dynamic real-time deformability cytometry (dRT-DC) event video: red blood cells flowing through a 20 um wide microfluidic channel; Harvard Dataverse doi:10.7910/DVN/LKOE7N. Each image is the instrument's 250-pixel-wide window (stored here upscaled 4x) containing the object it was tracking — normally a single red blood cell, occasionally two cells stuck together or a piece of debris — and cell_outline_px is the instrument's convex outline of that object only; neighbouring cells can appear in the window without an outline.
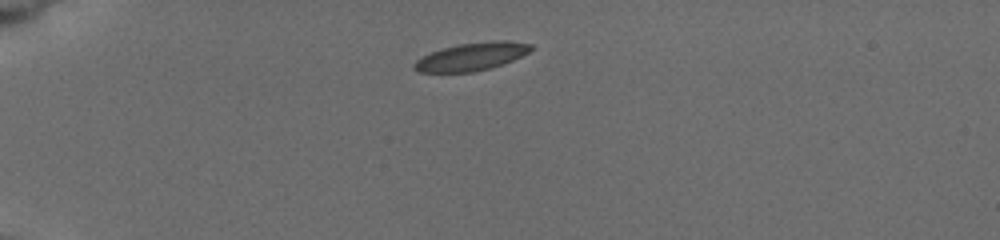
{"species": "common noctule bat (a hibernating species)", "species_latin": "Nyctalus noctula", "temperature_condition": "cold", "stored_images_in_passage": 5, "camera_frame_rate_fps": 3000, "um_per_image_px": 0.085, "animal": {"sex": "female", "body_mass_g": 19.5, "forearm_length_mm": 54.1}, "frame": {"image": 1, "passage_image": 1, "time_ms": 0.0, "image_size_px": [1000, 240], "cell_outline_px": [[532, 48], [528, 52], [512, 60], [488, 68], [472, 72], [420, 72], [412, 68], [412, 64], [416, 60], [432, 52], [444, 48], [460, 44], [500, 40], [504, 40], [532, 44]], "centroid_in_image_um": [40.05, 4.81], "position_along_channel_um": 44.9, "area_um2": 18.5}}
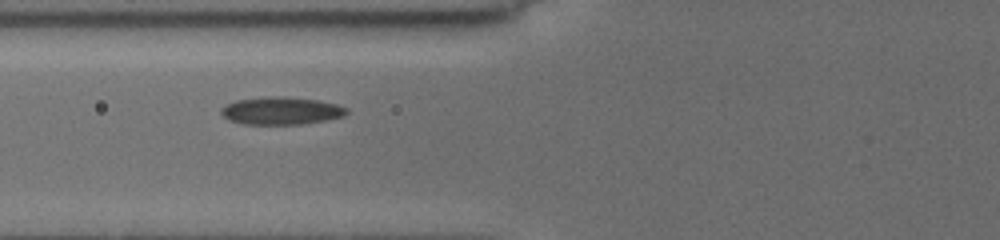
{"frame": {"image": 2, "passage_image": 4, "time_ms": 2.667, "image_size_px": [1000, 240], "cell_outline_px": [[348, 112], [344, 116], [324, 120], [300, 124], [244, 124], [228, 120], [220, 112], [220, 108], [236, 100], [268, 96], [284, 96], [320, 100], [336, 104], [348, 108]], "centroid_in_image_um": [23.9, 9.4], "position_along_channel_um": 101.9, "area_um2": 20.23}}